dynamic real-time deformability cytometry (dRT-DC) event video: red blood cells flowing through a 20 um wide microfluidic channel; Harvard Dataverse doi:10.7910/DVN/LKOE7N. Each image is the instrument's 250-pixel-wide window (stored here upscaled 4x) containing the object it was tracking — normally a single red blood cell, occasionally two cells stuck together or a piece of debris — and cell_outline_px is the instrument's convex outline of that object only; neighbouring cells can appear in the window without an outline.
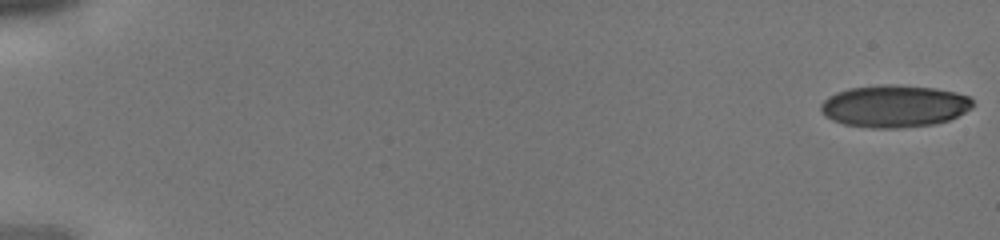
{"species": "human", "species_latin": "Homo sapiens", "temperature_condition": "cold", "stored_images_in_passage": 43, "camera_frame_rate_fps": 3000, "um_per_image_px": 0.085, "donor": {"sex": "male"}, "frame": {"image": 1, "passage_image": 1, "time_ms": 0.0, "image_size_px": [1000, 240], "cell_outline_px": [[972, 108], [948, 120], [936, 124], [900, 128], [872, 128], [844, 124], [832, 120], [824, 116], [820, 112], [820, 104], [828, 96], [836, 92], [848, 88], [884, 84], [892, 84], [936, 88], [956, 92], [968, 96], [972, 100]], "centroid_in_image_um": [75.98, 9.02], "position_along_channel_um": 9.0, "area_um2": 37.63}}
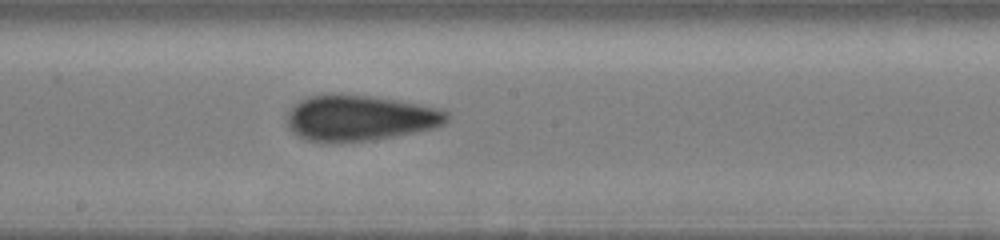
{"frame": {"image": 2, "passage_image": 25, "time_ms": 8.0, "image_size_px": [1000, 240], "cell_outline_px": [[448, 120], [444, 124], [436, 128], [372, 140], [340, 144], [304, 140], [292, 132], [288, 128], [288, 112], [300, 100], [308, 96], [336, 92], [368, 96], [396, 100], [444, 108], [448, 112]], "centroid_in_image_um": [30.58, 10.03], "position_along_channel_um": 217.6, "area_um2": 43.41}}
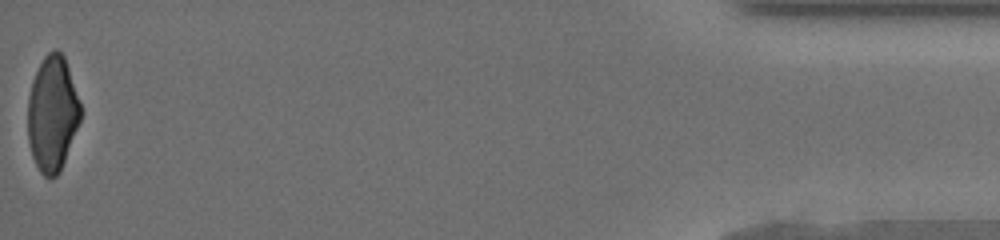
{"frame": {"image": 3, "passage_image": 43, "time_ms": 14.0, "image_size_px": [1000, 240], "cell_outline_px": [[80, 120], [60, 172], [56, 176], [48, 180], [40, 172], [32, 156], [28, 140], [28, 96], [32, 80], [44, 56], [48, 52], [56, 48], [64, 56], [80, 104]], "centroid_in_image_um": [4.43, 9.69], "position_along_channel_um": 430.8, "area_um2": 35.2}}